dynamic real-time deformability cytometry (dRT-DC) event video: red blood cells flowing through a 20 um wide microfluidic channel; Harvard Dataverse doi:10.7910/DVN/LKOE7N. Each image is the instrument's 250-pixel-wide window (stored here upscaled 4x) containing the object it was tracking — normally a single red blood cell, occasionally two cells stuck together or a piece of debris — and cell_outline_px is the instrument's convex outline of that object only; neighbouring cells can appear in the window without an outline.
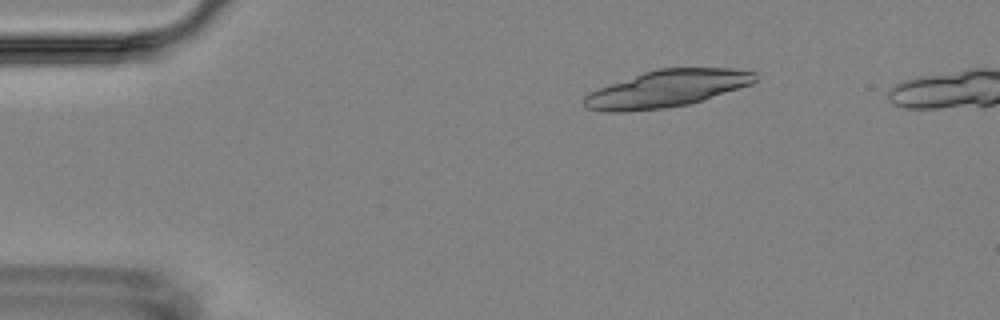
{"species": "Egyptian fruit bat (a non-hibernating species)", "species_latin": "Rousettus aegyptiacus", "temperature_condition": "room temperature", "stored_images_in_passage": 4, "camera_frame_rate_fps": 3000, "um_per_image_px": 0.085, "animal": {"sex": "female"}, "frame": {"image": 1, "passage_image": 1, "time_ms": 0.0, "image_size_px": [1000, 320], "cell_outline_px": [[756, 80], [752, 84], [704, 100], [688, 104], [664, 108], [624, 112], [604, 112], [588, 108], [584, 104], [584, 96], [588, 92], [644, 72], [656, 68], [732, 68], [756, 72]], "centroid_in_image_um": [56.7, 7.54], "position_along_channel_um": 28.3, "area_um2": 36.76}}